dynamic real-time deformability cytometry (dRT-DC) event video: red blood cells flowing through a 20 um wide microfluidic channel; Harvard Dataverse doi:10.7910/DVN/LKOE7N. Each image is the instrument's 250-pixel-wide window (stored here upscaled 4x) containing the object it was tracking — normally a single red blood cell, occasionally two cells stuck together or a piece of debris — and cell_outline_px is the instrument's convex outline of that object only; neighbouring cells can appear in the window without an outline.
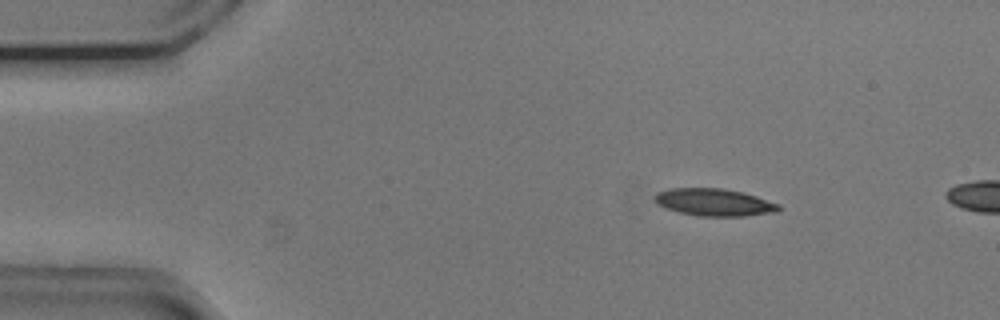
{"species": "common noctule bat (a hibernating species)", "species_latin": "Nyctalus noctula", "temperature_condition": "cold", "stored_images_in_passage": 13, "camera_frame_rate_fps": 3000, "um_per_image_px": 0.085, "animal": {"sex": "male", "body_mass_g": 20.5, "forearm_length_mm": 52.5}, "frame": {"image": 1, "passage_image": 8, "time_ms": 2.333, "image_size_px": [1000, 320], "cell_outline_px": [[780, 208], [776, 212], [744, 216], [700, 216], [680, 212], [664, 208], [656, 204], [656, 192], [668, 188], [724, 188], [756, 196], [780, 204]], "centroid_in_image_um": [60.69, 17.19], "position_along_channel_um": 24.3, "area_um2": 19.71}}